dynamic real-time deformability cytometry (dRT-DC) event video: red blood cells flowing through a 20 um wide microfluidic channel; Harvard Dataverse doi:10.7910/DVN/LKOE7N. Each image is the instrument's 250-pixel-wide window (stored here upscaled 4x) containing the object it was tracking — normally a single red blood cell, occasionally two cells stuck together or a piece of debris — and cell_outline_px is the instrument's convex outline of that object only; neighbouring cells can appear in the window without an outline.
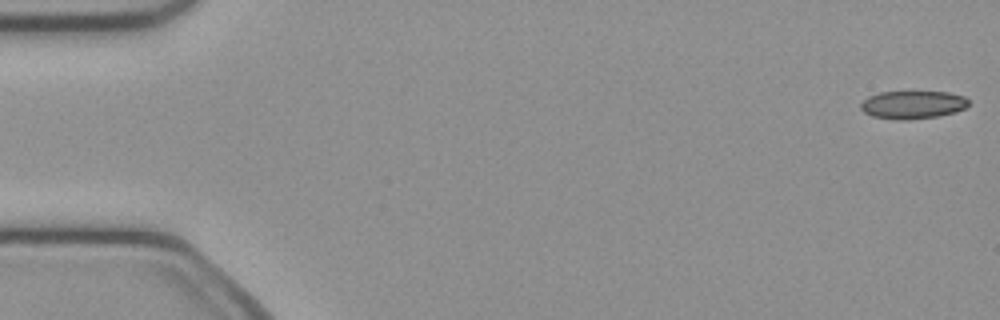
{"species": "common noctule bat (a hibernating species)", "species_latin": "Nyctalus noctula", "temperature_condition": "cold", "stored_images_in_passage": 50, "camera_frame_rate_fps": 3000, "um_per_image_px": 0.085, "animal": {"sex": "female", "body_mass_g": 21.9}, "frame": {"image": 1, "passage_image": 1, "time_ms": 0.0, "image_size_px": [1000, 320], "cell_outline_px": [[968, 104], [964, 108], [956, 112], [936, 116], [908, 120], [896, 120], [872, 116], [864, 112], [860, 108], [860, 104], [868, 96], [880, 92], [948, 92], [964, 96], [968, 100]], "centroid_in_image_um": [77.56, 8.9], "position_along_channel_um": 7.4, "area_um2": 17.57}}
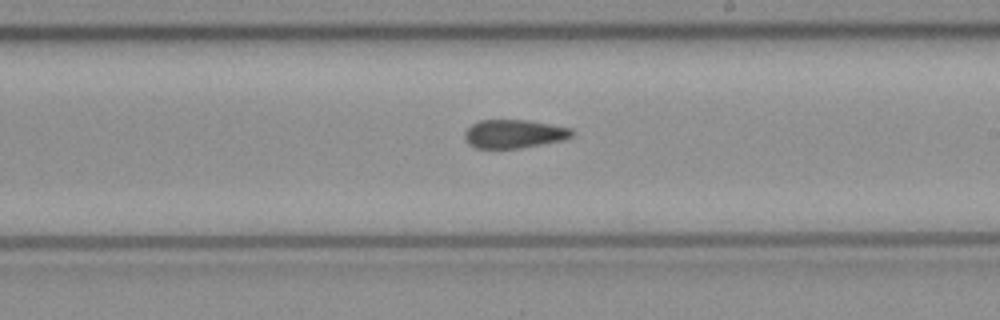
{"frame": {"image": 2, "passage_image": 29, "time_ms": 9.333, "image_size_px": [1000, 320], "cell_outline_px": [[572, 136], [564, 140], [520, 148], [476, 148], [468, 144], [464, 140], [464, 132], [472, 124], [480, 120], [528, 120], [572, 128]], "centroid_in_image_um": [43.67, 11.38], "position_along_channel_um": 245.3, "area_um2": 17.86}}
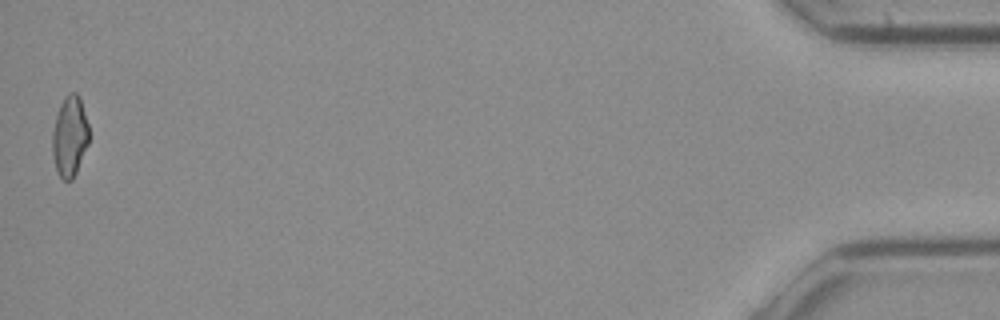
{"frame": {"image": 3, "passage_image": 50, "time_ms": 16.333, "image_size_px": [1000, 320], "cell_outline_px": [[88, 144], [76, 172], [72, 180], [64, 180], [60, 176], [56, 168], [52, 152], [52, 132], [56, 116], [60, 104], [64, 96], [68, 92], [76, 92], [80, 96], [88, 124]], "centroid_in_image_um": [5.92, 11.54], "position_along_channel_um": 429.3, "area_um2": 17.17}, "authors_computed_cell_mechanics": {"area_um2": 18.2648, "velocity_mm_per_s": 4.0668, "shape_relaxation_time_tau1_ms": null, "shape_relaxation_time_tau2_ms": 3.9052, "deformation_change_tau1": null, "deformation_change_tau2": 0.0912}}